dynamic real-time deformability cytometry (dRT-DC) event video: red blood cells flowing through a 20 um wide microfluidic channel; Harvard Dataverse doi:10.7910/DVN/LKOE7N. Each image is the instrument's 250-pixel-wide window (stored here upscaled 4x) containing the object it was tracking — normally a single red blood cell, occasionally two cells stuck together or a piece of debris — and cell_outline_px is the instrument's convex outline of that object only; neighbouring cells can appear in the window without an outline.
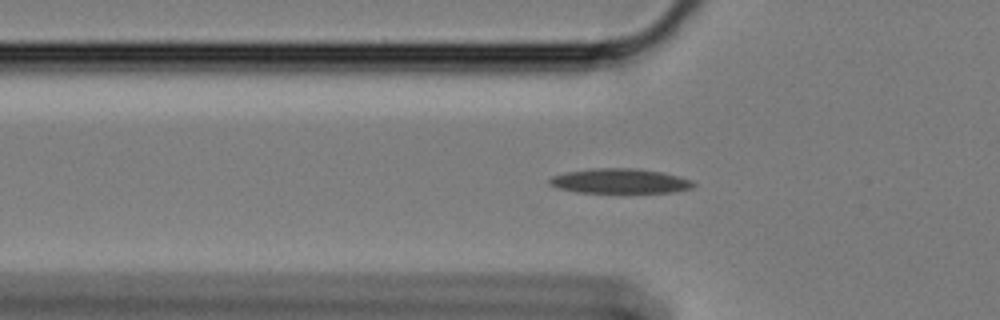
{"species": "Egyptian fruit bat (a non-hibernating species)", "species_latin": "Rousettus aegyptiacus", "temperature_condition": "cold", "stored_images_in_passage": 59, "camera_frame_rate_fps": 3000, "um_per_image_px": 0.085, "animal": {"sex": "female"}, "frame": {"image": 1, "passage_image": 18, "time_ms": 5.667, "image_size_px": [1000, 320], "cell_outline_px": [[696, 184], [692, 188], [672, 192], [620, 196], [576, 192], [560, 188], [548, 184], [548, 180], [552, 176], [568, 172], [592, 168], [636, 168], [660, 172], [692, 180]], "centroid_in_image_um": [52.7, 15.45], "position_along_channel_um": 73.1, "area_um2": 21.91}}
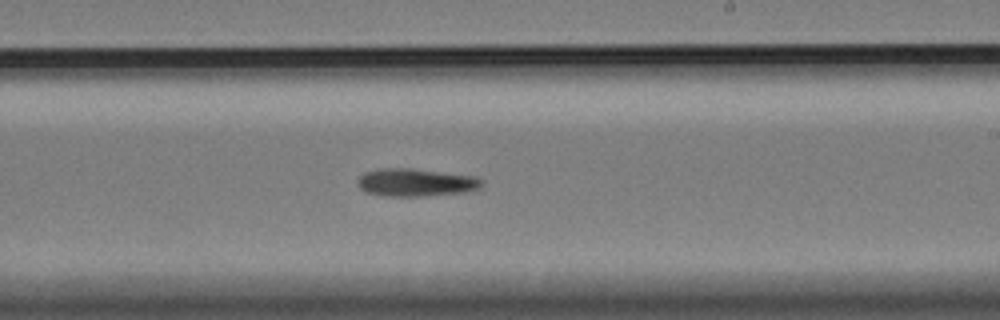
{"frame": {"image": 2, "passage_image": 34, "time_ms": 11.0, "image_size_px": [1000, 320], "cell_outline_px": [[484, 184], [480, 188], [468, 192], [424, 196], [384, 196], [364, 192], [356, 184], [360, 176], [364, 172], [376, 168], [412, 168], [476, 176], [484, 180]], "centroid_in_image_um": [35.35, 15.51], "position_along_channel_um": 253.6, "area_um2": 20.58}}
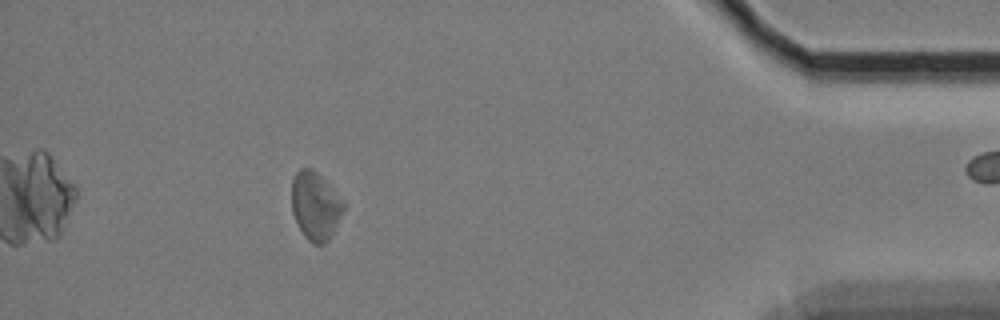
{"frame": {"image": 3, "passage_image": 52, "time_ms": 17.0, "image_size_px": [1000, 320], "cell_outline_px": [[344, 208], [328, 240], [324, 244], [312, 244], [304, 236], [292, 212], [292, 180], [296, 172], [300, 168], [312, 168], [328, 184], [344, 204]], "centroid_in_image_um": [26.77, 17.5], "position_along_channel_um": 408.4, "area_um2": 20.0}}